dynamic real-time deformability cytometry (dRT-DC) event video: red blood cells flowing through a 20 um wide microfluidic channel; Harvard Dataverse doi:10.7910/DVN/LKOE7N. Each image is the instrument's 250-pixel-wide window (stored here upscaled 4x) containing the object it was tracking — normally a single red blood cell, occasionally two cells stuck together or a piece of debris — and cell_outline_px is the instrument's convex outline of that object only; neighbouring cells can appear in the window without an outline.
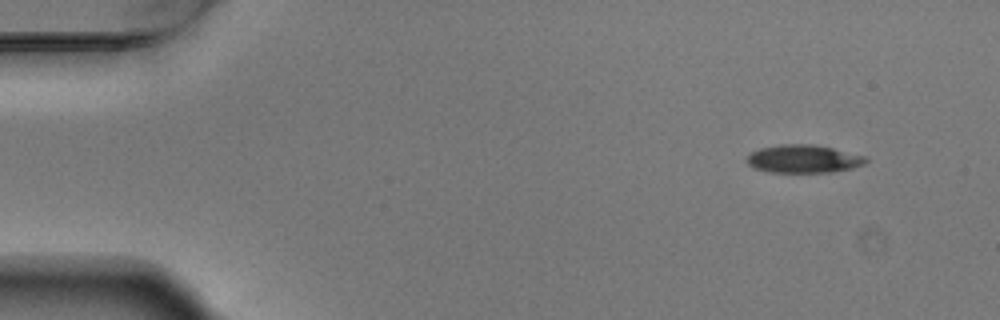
{"species": "Egyptian fruit bat (a non-hibernating species)", "species_latin": "Rousettus aegyptiacus", "temperature_condition": "warm", "stored_images_in_passage": 4, "camera_frame_rate_fps": 3000, "um_per_image_px": 0.085, "animal": {"sex": "male"}, "frame": {"image": 1, "passage_image": 1, "time_ms": 0.0, "image_size_px": [1000, 320], "cell_outline_px": [[868, 160], [864, 164], [852, 168], [832, 172], [768, 172], [752, 168], [748, 164], [748, 156], [752, 152], [760, 148], [780, 144], [816, 144], [864, 156]], "centroid_in_image_um": [68.28, 13.5], "position_along_channel_um": 16.7, "area_um2": 19.36}}
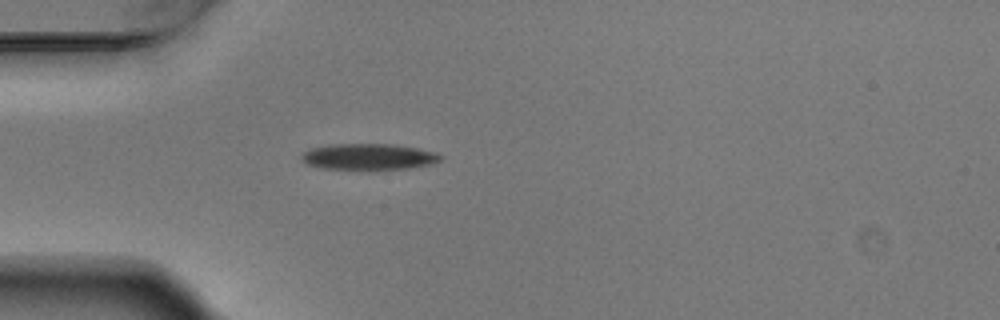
{"frame": {"image": 2, "passage_image": 4, "time_ms": 1.0, "image_size_px": [1000, 320], "cell_outline_px": [[444, 156], [440, 160], [432, 164], [408, 168], [324, 168], [308, 164], [300, 156], [304, 152], [312, 148], [328, 144], [396, 144], [416, 148], [432, 152]], "centroid_in_image_um": [31.35, 13.29], "position_along_channel_um": 53.6, "area_um2": 20.58}}